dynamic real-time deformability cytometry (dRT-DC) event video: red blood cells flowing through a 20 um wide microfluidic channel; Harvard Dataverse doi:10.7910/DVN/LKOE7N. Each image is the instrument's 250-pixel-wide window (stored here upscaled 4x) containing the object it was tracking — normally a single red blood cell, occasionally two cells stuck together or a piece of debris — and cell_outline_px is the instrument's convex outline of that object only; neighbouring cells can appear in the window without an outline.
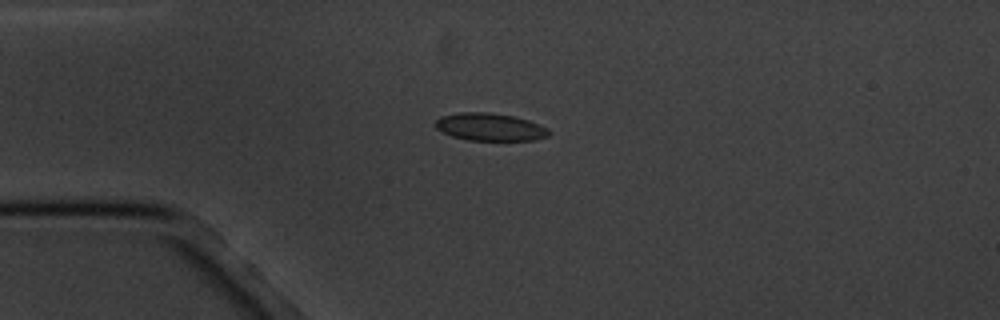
{"species": "common noctule bat (a hibernating species)", "species_latin": "Nyctalus noctula", "temperature_condition": "cold", "stored_images_in_passage": 4, "camera_frame_rate_fps": 3000, "um_per_image_px": 0.085, "animal": {"sex": "male", "body_mass_g": 20.1, "forearm_length_mm": 53.5}, "frame": {"image": 1, "passage_image": 1, "time_ms": 0.0, "image_size_px": [1000, 320], "cell_outline_px": [[552, 132], [548, 136], [532, 140], [468, 140], [452, 136], [436, 128], [436, 120], [440, 116], [460, 112], [488, 112], [512, 116], [528, 120], [548, 128]], "centroid_in_image_um": [41.66, 10.79], "position_along_channel_um": 43.3, "area_um2": 18.15}}
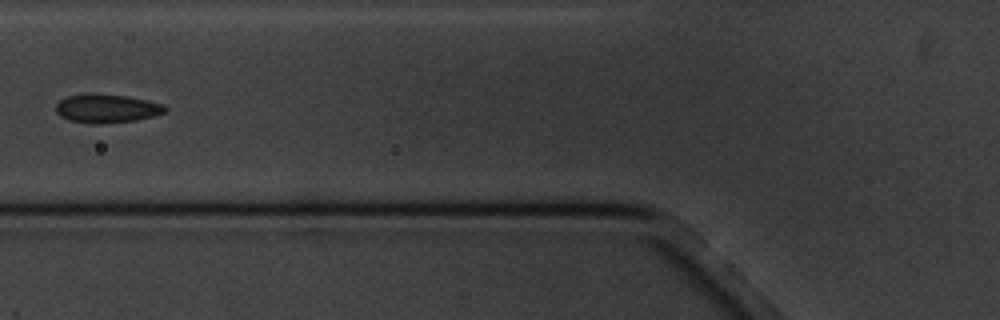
{"frame": {"image": 2, "passage_image": 3, "time_ms": 2.667, "image_size_px": [1000, 320], "cell_outline_px": [[168, 112], [136, 120], [100, 124], [96, 124], [68, 120], [60, 116], [56, 112], [56, 104], [60, 100], [68, 96], [92, 92], [124, 96], [164, 104], [168, 108]], "centroid_in_image_um": [9.07, 9.21], "position_along_channel_um": 116.7, "area_um2": 18.32}}
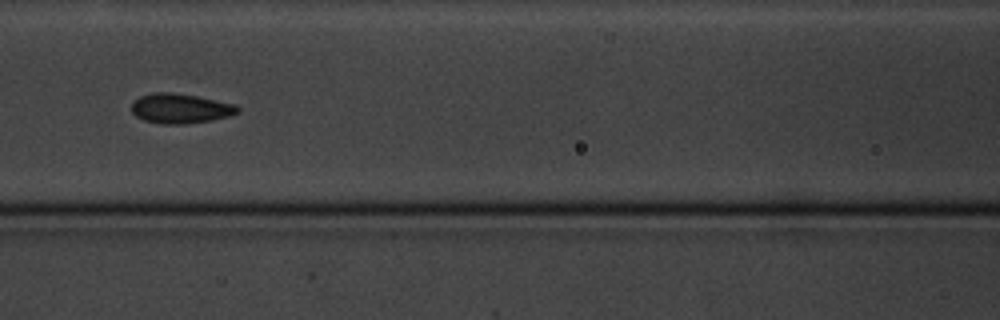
{"frame": {"image": 3, "passage_image": 4, "time_ms": 3.667, "image_size_px": [1000, 320], "cell_outline_px": [[240, 112], [228, 116], [212, 120], [188, 124], [160, 124], [144, 120], [136, 116], [132, 112], [132, 104], [140, 96], [156, 92], [172, 92], [196, 96], [236, 104], [240, 108]], "centroid_in_image_um": [15.35, 9.23], "position_along_channel_um": 151.2, "area_um2": 18.44}}